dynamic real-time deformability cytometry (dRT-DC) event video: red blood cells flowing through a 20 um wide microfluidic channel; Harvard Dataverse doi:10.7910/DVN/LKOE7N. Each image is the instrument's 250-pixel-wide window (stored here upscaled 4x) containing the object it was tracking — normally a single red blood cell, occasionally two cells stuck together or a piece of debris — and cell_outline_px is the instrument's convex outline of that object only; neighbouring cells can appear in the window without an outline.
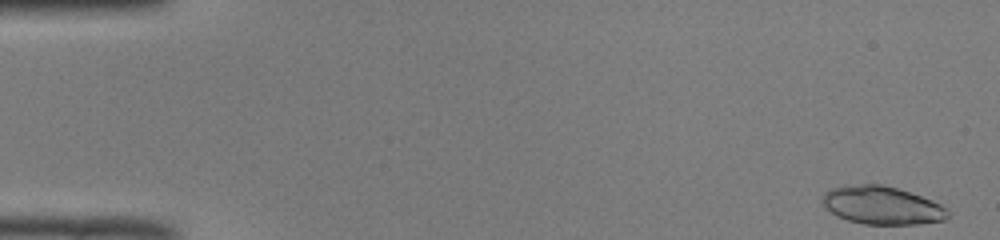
{"species": "common noctule bat (a hibernating species)", "species_latin": "Nyctalus noctula", "temperature_condition": "room temperature", "stored_images_in_passage": 50, "segment_of_instrument_passage": [1, 2], "camera_frame_rate_fps": 3000, "um_per_image_px": 0.085, "animal": {"sex": "male", "body_mass_g": 19.0, "forearm_length_mm": 50.8}, "frame": {"image": 1, "passage_image": 1, "time_ms": 0.0, "image_size_px": [1000, 240], "cell_outline_px": [[948, 216], [944, 220], [920, 224], [864, 224], [848, 220], [836, 216], [820, 200], [820, 196], [824, 192], [832, 188], [864, 184], [880, 184], [896, 188], [932, 200], [940, 204], [948, 212]], "centroid_in_image_um": [74.94, 17.46], "position_along_channel_um": 10.1, "area_um2": 27.51}}
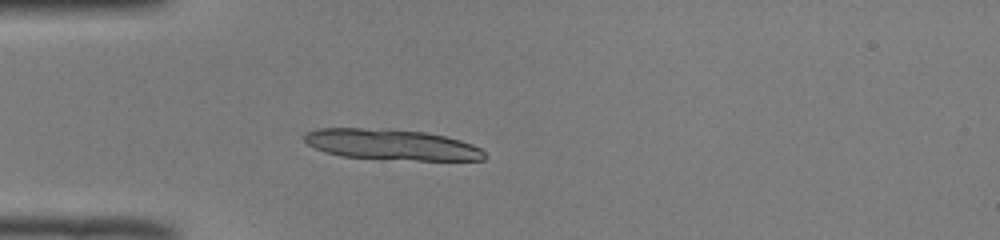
{"frame": {"image": 2, "passage_image": 14, "time_ms": 4.333, "image_size_px": [1000, 240], "cell_outline_px": [[488, 156], [484, 160], [416, 160], [340, 156], [324, 152], [308, 144], [304, 140], [304, 132], [316, 128], [388, 128], [424, 132], [444, 136], [460, 140], [472, 144], [480, 148]], "centroid_in_image_um": [33.26, 12.28], "position_along_channel_um": 51.7, "area_um2": 32.43}}